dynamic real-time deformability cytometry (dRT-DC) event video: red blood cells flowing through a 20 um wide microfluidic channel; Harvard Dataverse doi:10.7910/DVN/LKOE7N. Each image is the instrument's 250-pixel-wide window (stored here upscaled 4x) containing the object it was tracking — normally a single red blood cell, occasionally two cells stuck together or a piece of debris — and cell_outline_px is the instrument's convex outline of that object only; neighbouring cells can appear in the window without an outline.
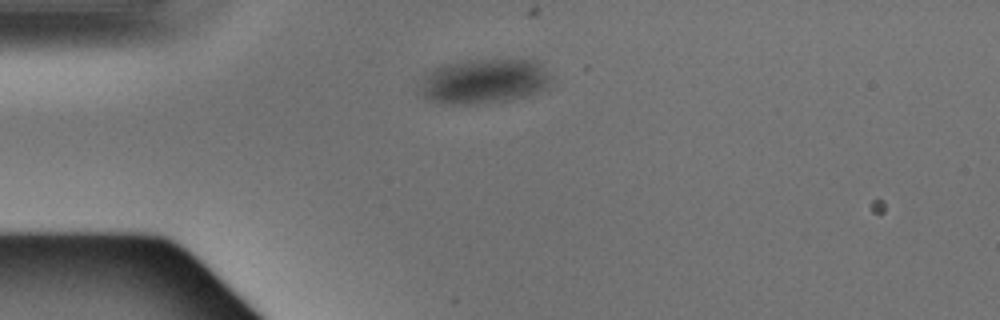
{"species": "Egyptian fruit bat (a non-hibernating species)", "species_latin": "Rousettus aegyptiacus", "temperature_condition": "warm", "stored_images_in_passage": 3, "camera_frame_rate_fps": 3000, "um_per_image_px": 0.085, "animal": {"sex": "male"}, "frame": {"image": 1, "passage_image": 1, "time_ms": 0.0, "image_size_px": [1000, 320], "cell_outline_px": [[552, 80], [548, 88], [528, 96], [512, 100], [488, 104], [452, 104], [428, 100], [420, 92], [424, 80], [432, 68], [448, 64], [476, 60], [536, 60], [552, 76]], "centroid_in_image_um": [41.24, 6.93], "position_along_channel_um": 43.8, "area_um2": 34.22}}